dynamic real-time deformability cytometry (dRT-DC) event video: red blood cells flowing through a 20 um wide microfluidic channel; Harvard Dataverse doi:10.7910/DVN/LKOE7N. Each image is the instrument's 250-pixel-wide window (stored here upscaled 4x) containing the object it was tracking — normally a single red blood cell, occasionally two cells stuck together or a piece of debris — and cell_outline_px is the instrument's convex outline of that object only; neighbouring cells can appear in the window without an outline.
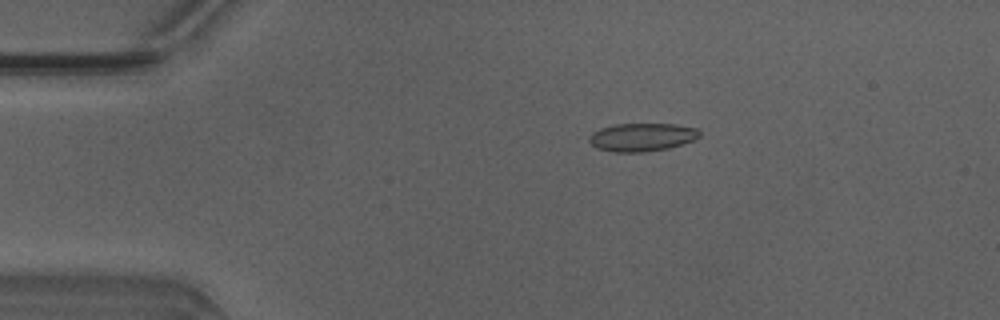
{"species": "Egyptian fruit bat (a non-hibernating species)", "species_latin": "Rousettus aegyptiacus", "temperature_condition": "warm", "stored_images_in_passage": 50, "camera_frame_rate_fps": 3000, "um_per_image_px": 0.085, "animal": {"sex": "male"}, "frame": {"image": 1, "passage_image": 10, "time_ms": 3.0, "image_size_px": [1000, 320], "cell_outline_px": [[700, 136], [692, 140], [668, 148], [644, 152], [612, 152], [596, 148], [588, 140], [588, 136], [592, 132], [600, 128], [616, 124], [676, 124], [696, 128], [700, 132]], "centroid_in_image_um": [54.52, 11.65], "position_along_channel_um": 30.5, "area_um2": 18.09}}
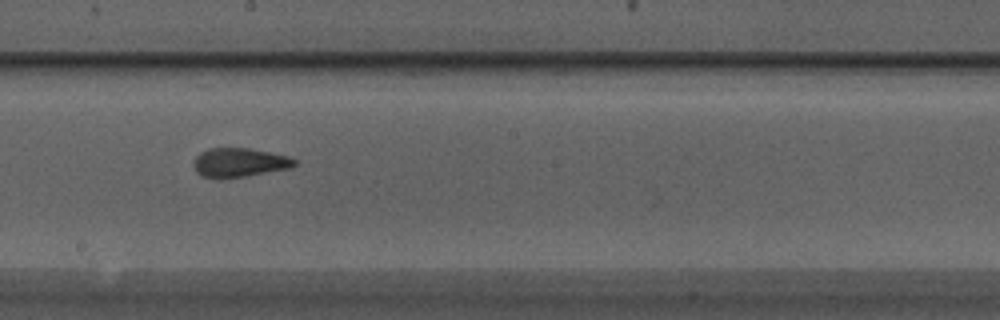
{"frame": {"image": 2, "passage_image": 28, "time_ms": 9.0, "image_size_px": [1000, 320], "cell_outline_px": [[296, 164], [292, 168], [248, 176], [220, 180], [216, 180], [200, 176], [196, 172], [192, 164], [196, 156], [200, 152], [208, 148], [248, 148], [288, 156], [296, 160]], "centroid_in_image_um": [20.29, 13.85], "position_along_channel_um": 227.9, "area_um2": 17.57}}
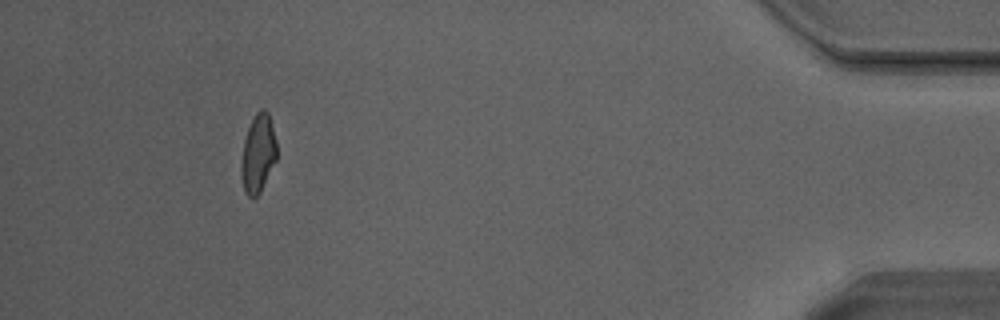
{"frame": {"image": 3, "passage_image": 46, "time_ms": 15.0, "image_size_px": [1000, 320], "cell_outline_px": [[276, 160], [260, 192], [256, 196], [248, 196], [244, 192], [240, 176], [240, 168], [244, 140], [248, 128], [256, 112], [260, 108], [264, 108], [268, 112], [276, 140]], "centroid_in_image_um": [21.92, 13.05], "position_along_channel_um": 413.3, "area_um2": 16.18}, "authors_computed_cell_mechanics": {"area_um2": 17.3978, "velocity_mm_per_s": 4.1862, "shape_relaxation_time_tau1_ms": null, "shape_relaxation_time_tau2_ms": 2.1309, "deformation_change_tau1": null, "deformation_change_tau2": 0.0885}}